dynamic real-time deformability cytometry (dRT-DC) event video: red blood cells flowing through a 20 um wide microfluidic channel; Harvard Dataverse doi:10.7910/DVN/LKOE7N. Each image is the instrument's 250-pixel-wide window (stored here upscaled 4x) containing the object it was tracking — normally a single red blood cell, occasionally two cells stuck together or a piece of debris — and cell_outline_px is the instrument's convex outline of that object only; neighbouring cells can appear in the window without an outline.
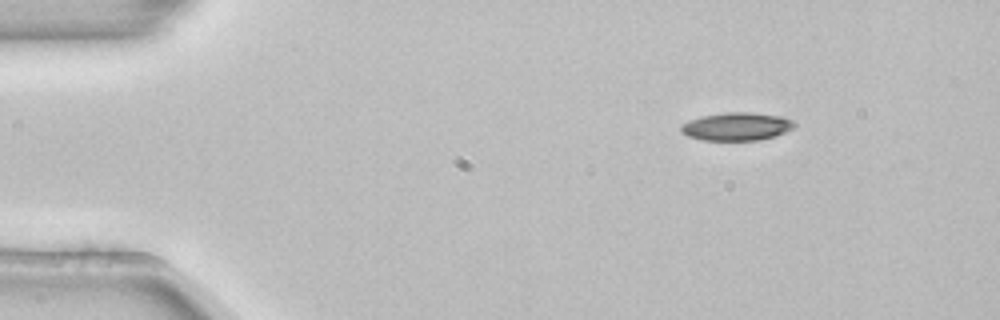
{"species": "common noctule bat (a hibernating species)", "species_latin": "Nyctalus noctula", "temperature_condition": "room temperature", "stored_images_in_passage": 3, "camera_frame_rate_fps": 3000, "um_per_image_px": 0.085, "animal": {"sex": "female", "body_mass_g": 22.7, "forearm_length_mm": 54.2}, "frame": {"image": 1, "passage_image": 1, "time_ms": 0.0, "image_size_px": [1000, 320], "cell_outline_px": [[796, 124], [792, 128], [784, 132], [760, 140], [704, 140], [688, 136], [680, 132], [680, 124], [688, 120], [700, 116], [724, 112], [748, 112], [780, 116], [792, 120]], "centroid_in_image_um": [62.55, 10.74], "position_along_channel_um": 22.5, "area_um2": 18.5}}
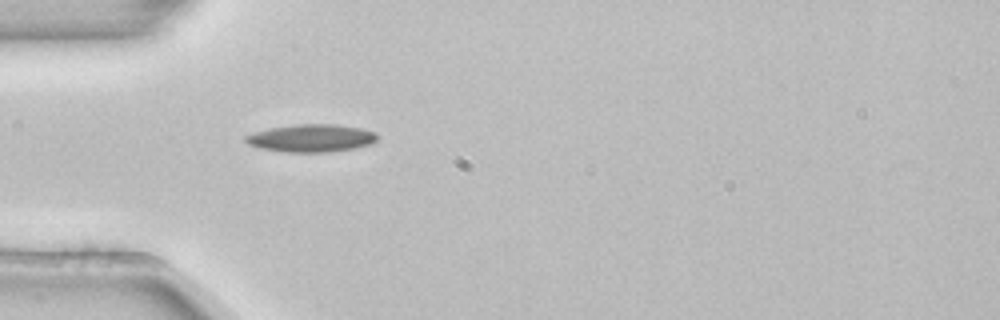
{"frame": {"image": 2, "passage_image": 3, "time_ms": 0.667, "image_size_px": [1000, 320], "cell_outline_px": [[376, 140], [372, 144], [356, 148], [328, 152], [288, 152], [260, 148], [248, 144], [244, 140], [244, 136], [252, 132], [272, 128], [296, 124], [336, 124], [360, 128], [376, 132]], "centroid_in_image_um": [26.46, 11.74], "position_along_channel_um": 58.5, "area_um2": 21.27}}